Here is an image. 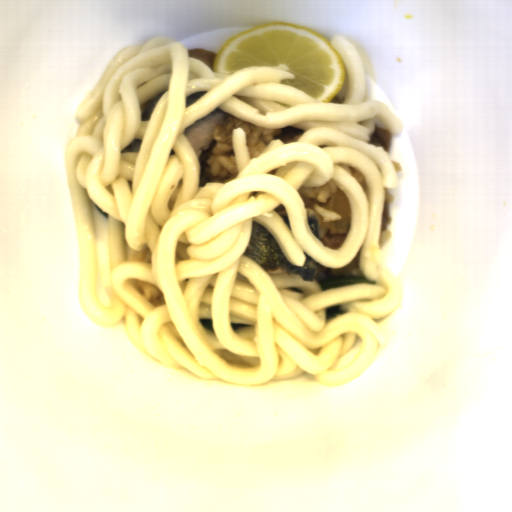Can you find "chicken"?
<instances>
[{
	"label": "chicken",
	"instance_id": "chicken-1",
	"mask_svg": "<svg viewBox=\"0 0 512 512\" xmlns=\"http://www.w3.org/2000/svg\"><path fill=\"white\" fill-rule=\"evenodd\" d=\"M217 54L206 51L204 49H188V57H195L202 61L214 72V63Z\"/></svg>",
	"mask_w": 512,
	"mask_h": 512
}]
</instances>
